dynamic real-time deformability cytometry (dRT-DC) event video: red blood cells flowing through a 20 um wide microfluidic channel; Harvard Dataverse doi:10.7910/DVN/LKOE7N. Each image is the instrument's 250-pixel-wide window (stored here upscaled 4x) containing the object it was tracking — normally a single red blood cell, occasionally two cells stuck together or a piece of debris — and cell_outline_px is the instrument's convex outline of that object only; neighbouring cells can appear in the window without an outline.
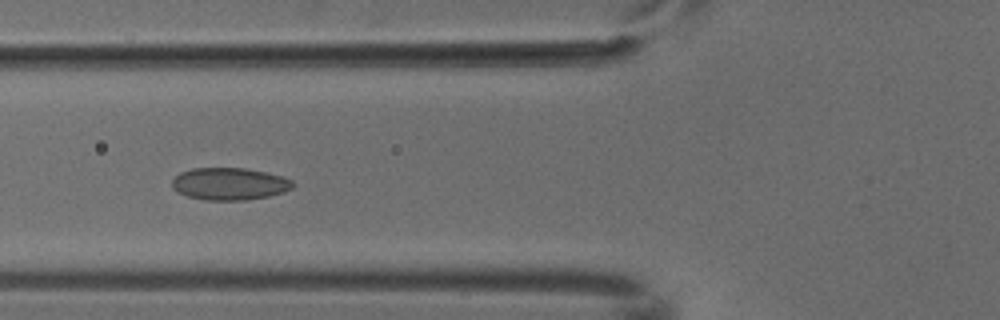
{"species": "common noctule bat (a hibernating species)", "species_latin": "Nyctalus noctula", "temperature_condition": "cold", "stored_images_in_passage": 9, "camera_frame_rate_fps": 3000, "um_per_image_px": 0.085, "animal": {"sex": "male", "body_mass_g": 18.8}, "frame": {"image": 1, "passage_image": 6, "time_ms": 1.667, "image_size_px": [1000, 320], "cell_outline_px": [[292, 188], [284, 192], [268, 196], [244, 200], [204, 200], [188, 196], [176, 192], [172, 188], [172, 180], [180, 172], [192, 168], [244, 168], [264, 172], [280, 176], [292, 180]], "centroid_in_image_um": [19.46, 15.63], "position_along_channel_um": 106.3, "area_um2": 22.6}}
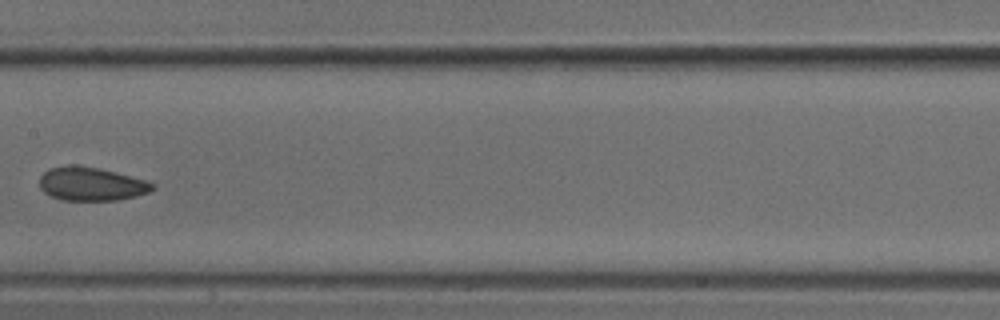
{"frame": {"image": 2, "passage_image": 8, "time_ms": 2.333, "image_size_px": [1000, 320], "cell_outline_px": [[156, 188], [148, 192], [136, 196], [120, 200], [60, 200], [44, 192], [40, 188], [40, 176], [48, 168], [68, 164], [76, 164], [100, 168], [116, 172], [144, 180], [156, 184]], "centroid_in_image_um": [7.74, 15.62], "position_along_channel_um": 199.7, "area_um2": 22.31}}
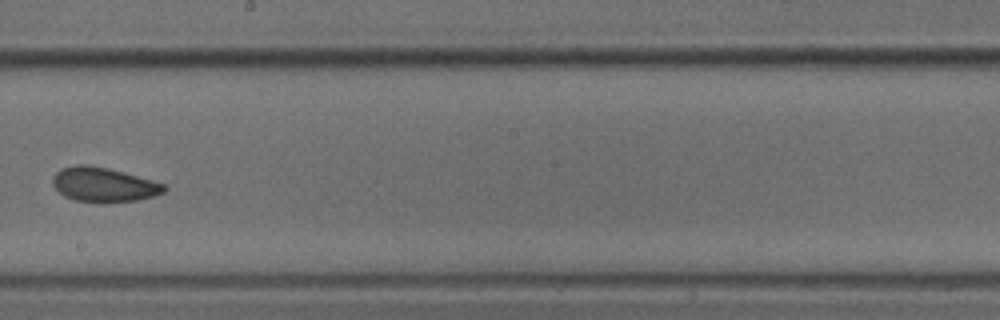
{"frame": {"image": 3, "passage_image": 9, "time_ms": 2.667, "image_size_px": [1000, 320], "cell_outline_px": [[168, 188], [164, 192], [152, 196], [136, 200], [76, 200], [64, 196], [52, 184], [52, 176], [60, 168], [80, 164], [88, 164], [108, 168], [152, 180], [164, 184]], "centroid_in_image_um": [8.78, 15.65], "position_along_channel_um": 239.4, "area_um2": 21.68}}